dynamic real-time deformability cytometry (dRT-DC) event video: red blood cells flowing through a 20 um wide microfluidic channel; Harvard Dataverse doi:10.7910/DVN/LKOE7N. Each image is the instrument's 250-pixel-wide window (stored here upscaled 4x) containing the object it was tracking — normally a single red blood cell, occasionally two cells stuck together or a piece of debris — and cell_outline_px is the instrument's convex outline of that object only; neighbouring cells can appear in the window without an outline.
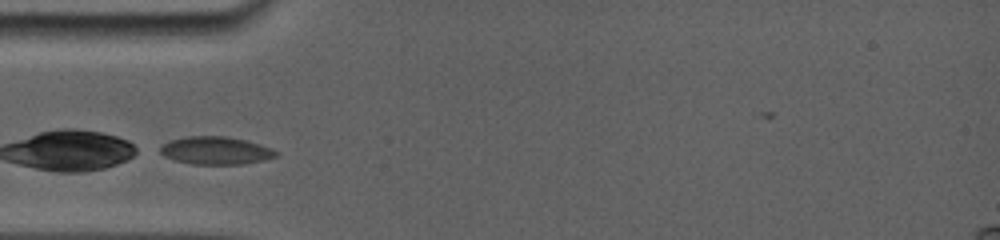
{"species": "common noctule bat (a hibernating species)", "species_latin": "Nyctalus noctula", "temperature_condition": "room temperature", "stored_images_in_passage": 5, "camera_frame_rate_fps": 5000, "um_per_image_px": 0.085, "animal": {"sex": "female", "body_mass_g": 19.0, "forearm_length_mm": 56.7}, "frame": {"image": 1, "passage_image": 1, "time_ms": 0.0, "image_size_px": [1000, 240], "cell_outline_px": [[280, 156], [264, 160], [244, 164], [192, 164], [176, 160], [164, 156], [160, 152], [160, 148], [168, 140], [184, 136], [224, 136], [244, 140], [260, 144], [272, 148]], "centroid_in_image_um": [18.34, 12.79], "position_along_channel_um": 66.7, "area_um2": 18.79}}